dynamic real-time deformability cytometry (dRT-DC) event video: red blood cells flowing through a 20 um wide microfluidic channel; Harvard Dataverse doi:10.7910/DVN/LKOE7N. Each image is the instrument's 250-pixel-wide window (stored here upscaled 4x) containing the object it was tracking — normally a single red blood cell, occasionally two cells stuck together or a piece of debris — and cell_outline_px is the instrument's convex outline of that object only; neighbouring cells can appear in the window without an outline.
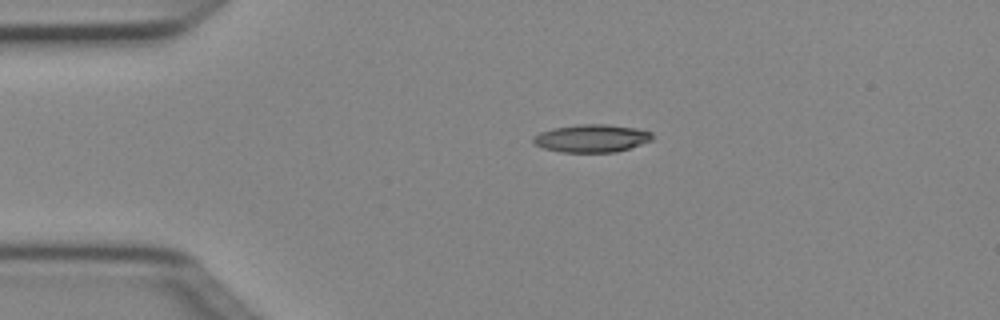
{"species": "Egyptian fruit bat (a non-hibernating species)", "species_latin": "Rousettus aegyptiacus", "temperature_condition": "cold", "stored_images_in_passage": 2, "camera_frame_rate_fps": 3000, "um_per_image_px": 0.085, "animal": {"sex": "female"}, "frame": {"image": 1, "passage_image": 1, "time_ms": 0.0, "image_size_px": [1000, 320], "cell_outline_px": [[652, 140], [616, 152], [560, 152], [544, 148], [536, 144], [532, 140], [532, 136], [540, 132], [552, 128], [576, 124], [608, 124], [636, 128], [652, 132]], "centroid_in_image_um": [50.26, 11.74], "position_along_channel_um": 34.7, "area_um2": 19.31}}